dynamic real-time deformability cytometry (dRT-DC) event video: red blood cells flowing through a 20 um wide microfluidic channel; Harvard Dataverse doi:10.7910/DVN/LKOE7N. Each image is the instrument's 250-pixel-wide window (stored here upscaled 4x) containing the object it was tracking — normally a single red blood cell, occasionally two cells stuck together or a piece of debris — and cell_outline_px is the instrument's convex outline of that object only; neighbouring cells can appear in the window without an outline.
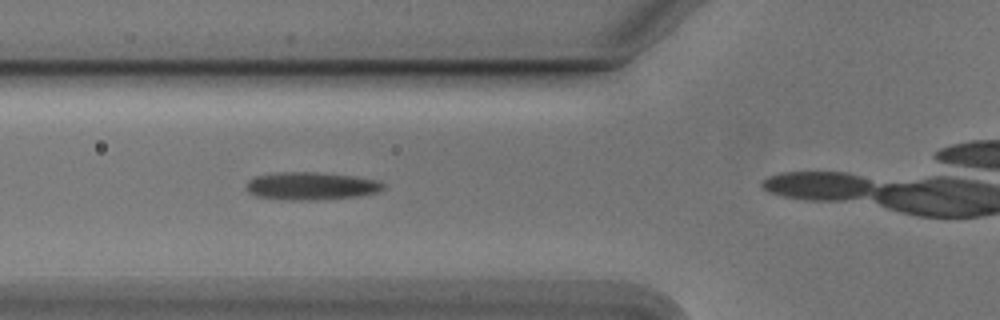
{"species": "Egyptian fruit bat (a non-hibernating species)", "species_latin": "Rousettus aegyptiacus", "temperature_condition": "cold", "stored_images_in_passage": 11, "camera_frame_rate_fps": 3000, "um_per_image_px": 0.085, "animal": {"sex": "male"}, "frame": {"image": 1, "passage_image": 7, "time_ms": 2.0, "image_size_px": [1000, 320], "cell_outline_px": [[384, 188], [376, 192], [356, 196], [308, 200], [288, 200], [256, 196], [248, 192], [244, 188], [248, 180], [256, 176], [280, 172], [312, 172], [352, 176], [376, 180], [384, 184]], "centroid_in_image_um": [26.37, 15.81], "position_along_channel_um": 99.4, "area_um2": 21.85}}
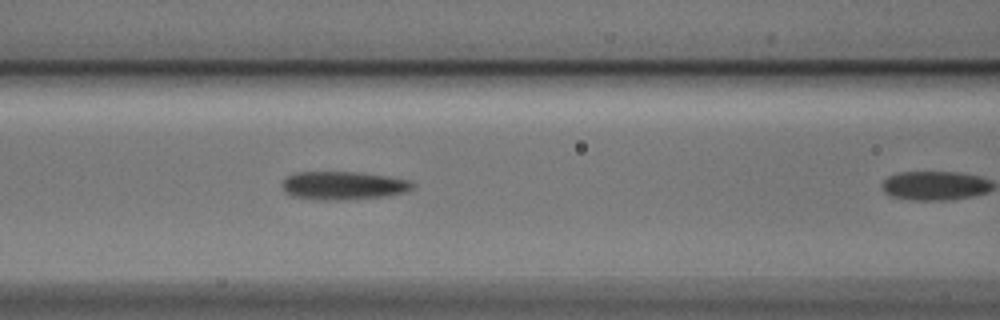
{"frame": {"image": 2, "passage_image": 10, "time_ms": 3.0, "image_size_px": [1000, 320], "cell_outline_px": [[416, 184], [412, 188], [404, 192], [388, 196], [344, 200], [320, 200], [292, 196], [284, 192], [280, 184], [288, 176], [296, 172], [360, 172], [408, 180]], "centroid_in_image_um": [29.14, 15.78], "position_along_channel_um": 137.5, "area_um2": 21.56}}